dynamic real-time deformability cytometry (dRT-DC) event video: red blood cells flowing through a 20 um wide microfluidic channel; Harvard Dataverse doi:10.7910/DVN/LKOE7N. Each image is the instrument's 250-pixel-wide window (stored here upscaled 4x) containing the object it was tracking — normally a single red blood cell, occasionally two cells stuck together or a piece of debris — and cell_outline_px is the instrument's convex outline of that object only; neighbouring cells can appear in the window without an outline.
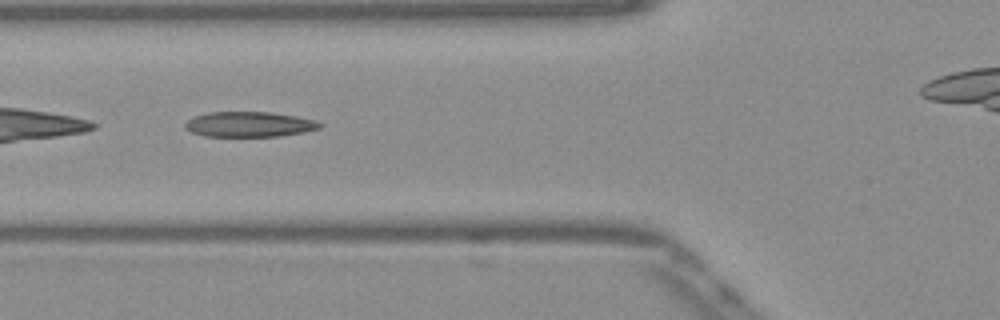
{"species": "Egyptian fruit bat (a non-hibernating species)", "species_latin": "Rousettus aegyptiacus", "temperature_condition": "warm", "stored_images_in_passage": 31, "camera_frame_rate_fps": 3000, "um_per_image_px": 0.085, "frame": {"image": 1, "passage_image": 4, "time_ms": 1.0, "image_size_px": [1000, 320], "cell_outline_px": [[324, 124], [320, 128], [304, 132], [280, 136], [204, 136], [192, 132], [184, 128], [184, 124], [192, 116], [208, 112], [268, 112], [296, 116], [316, 120]], "centroid_in_image_um": [21.18, 10.56], "position_along_channel_um": 104.6, "area_um2": 19.88}}
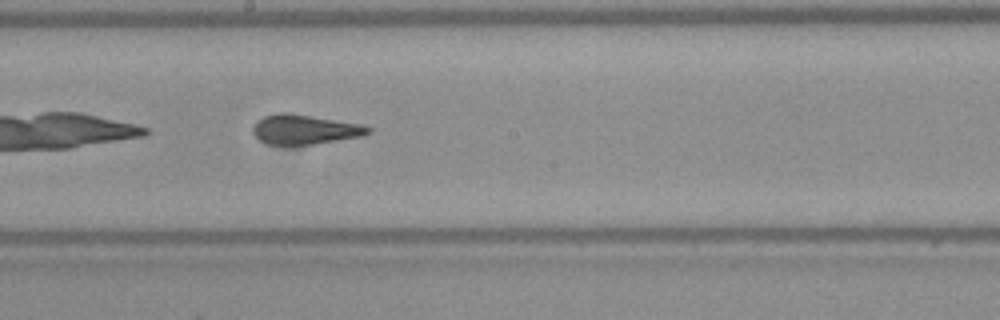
{"frame": {"image": 2, "passage_image": 13, "time_ms": 4.0, "image_size_px": [1000, 320], "cell_outline_px": [[372, 132], [364, 136], [312, 144], [268, 144], [260, 140], [252, 132], [252, 124], [256, 120], [264, 116], [312, 116], [360, 124], [372, 128]], "centroid_in_image_um": [25.95, 11.04], "position_along_channel_um": 222.3, "area_um2": 19.07}}
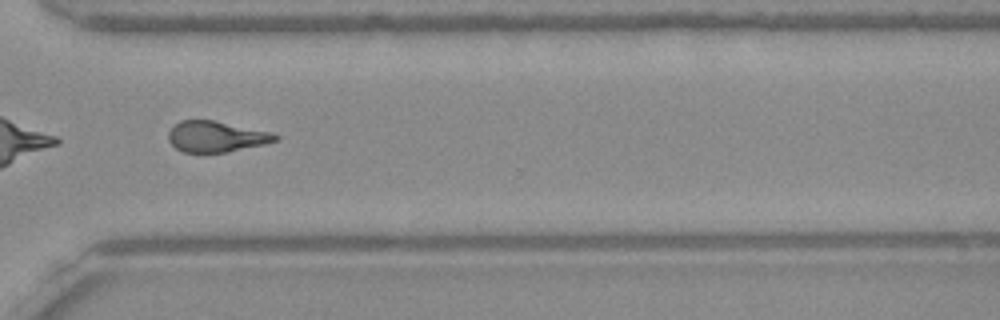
{"frame": {"image": 3, "passage_image": 23, "time_ms": 7.333, "image_size_px": [1000, 320], "cell_outline_px": [[280, 140], [264, 144], [224, 152], [184, 152], [176, 148], [168, 140], [168, 132], [180, 120], [212, 120], [272, 132], [280, 136]], "centroid_in_image_um": [18.39, 11.6], "position_along_channel_um": 352.2, "area_um2": 19.07}}